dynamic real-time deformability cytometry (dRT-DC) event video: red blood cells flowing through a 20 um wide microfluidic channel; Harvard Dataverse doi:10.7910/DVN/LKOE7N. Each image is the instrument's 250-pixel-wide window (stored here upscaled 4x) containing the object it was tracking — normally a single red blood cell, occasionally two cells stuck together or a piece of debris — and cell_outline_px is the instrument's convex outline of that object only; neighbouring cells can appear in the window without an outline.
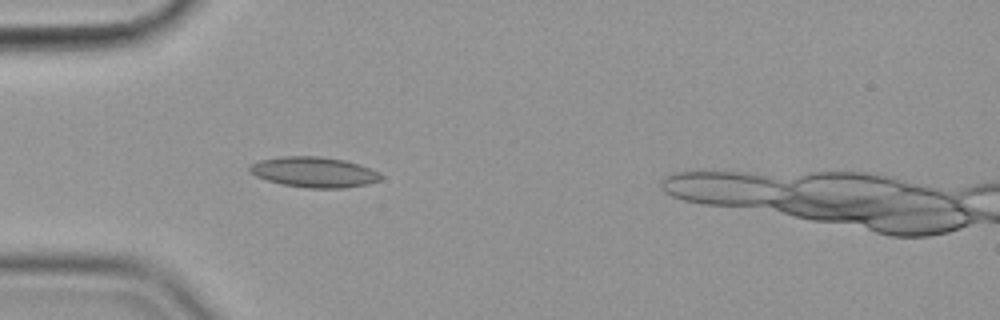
{"species": "common noctule bat (a hibernating species)", "species_latin": "Nyctalus noctula", "temperature_condition": "cold", "stored_images_in_passage": 45, "camera_frame_rate_fps": 3000, "um_per_image_px": 0.085, "animal": {"sex": "female", "body_mass_g": 19.9}, "frame": {"image": 1, "passage_image": 10, "time_ms": 3.0, "image_size_px": [1000, 320], "cell_outline_px": [[384, 176], [380, 180], [368, 184], [344, 188], [308, 188], [280, 184], [256, 176], [248, 172], [248, 164], [260, 160], [280, 156], [320, 156], [344, 160], [360, 164], [380, 172]], "centroid_in_image_um": [26.69, 14.62], "position_along_channel_um": 58.3, "area_um2": 23.58}}
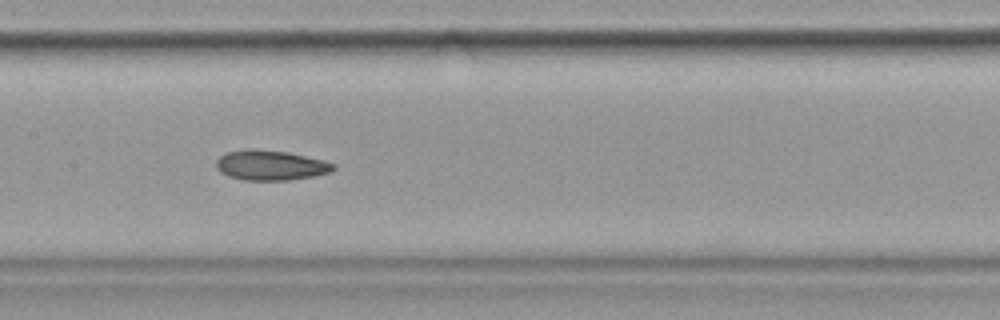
{"frame": {"image": 2, "passage_image": 21, "time_ms": 6.667, "image_size_px": [1000, 320], "cell_outline_px": [[336, 168], [332, 172], [316, 176], [288, 180], [244, 180], [228, 176], [220, 172], [216, 168], [216, 160], [220, 156], [228, 152], [288, 152], [336, 164]], "centroid_in_image_um": [23.06, 14.11], "position_along_channel_um": 184.3, "area_um2": 19.65}}
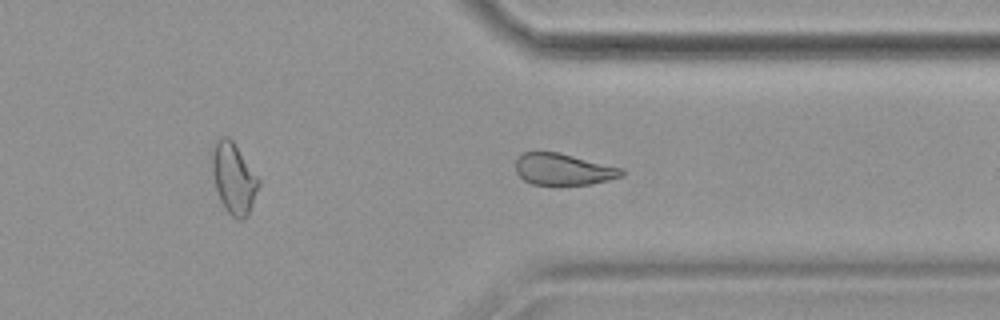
{"frame": {"image": 3, "passage_image": 36, "time_ms": 11.667, "image_size_px": [1000, 320], "cell_outline_px": [[624, 176], [592, 184], [532, 184], [524, 180], [516, 172], [516, 160], [524, 152], [560, 152], [624, 168]], "centroid_in_image_um": [47.93, 14.38], "position_along_channel_um": 363.5, "area_um2": 19.54}}